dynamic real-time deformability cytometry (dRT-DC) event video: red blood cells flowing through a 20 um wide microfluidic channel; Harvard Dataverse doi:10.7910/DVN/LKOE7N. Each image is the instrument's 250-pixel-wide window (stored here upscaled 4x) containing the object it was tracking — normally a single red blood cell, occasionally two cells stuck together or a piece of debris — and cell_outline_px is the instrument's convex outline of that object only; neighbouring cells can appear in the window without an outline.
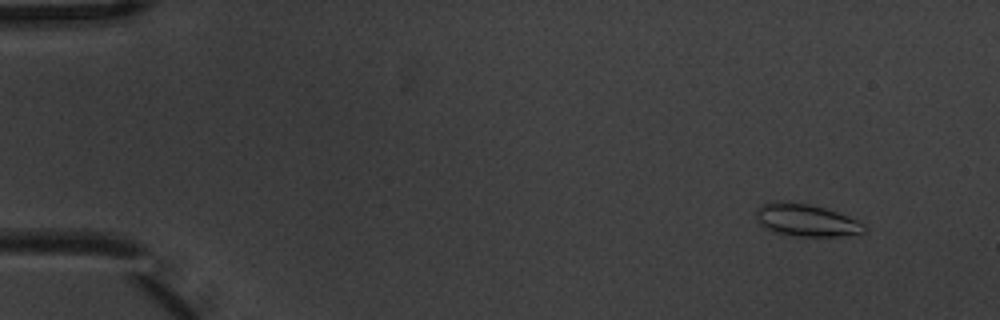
{"species": "common noctule bat (a hibernating species)", "species_latin": "Nyctalus noctula", "temperature_condition": "warm", "stored_images_in_passage": 9, "camera_frame_rate_fps": 3000, "um_per_image_px": 0.085, "animal": {"sex": "male", "body_mass_g": 20.1, "forearm_length_mm": 53.5}, "frame": {"image": 1, "passage_image": 1, "time_ms": 0.0, "image_size_px": [1000, 320], "cell_outline_px": [[868, 232], [840, 236], [792, 236], [776, 232], [764, 228], [756, 220], [756, 212], [764, 200], [780, 200], [808, 204], [824, 208], [848, 216], [864, 224], [868, 228]], "centroid_in_image_um": [68.49, 18.7], "position_along_channel_um": 16.5, "area_um2": 20.69}}
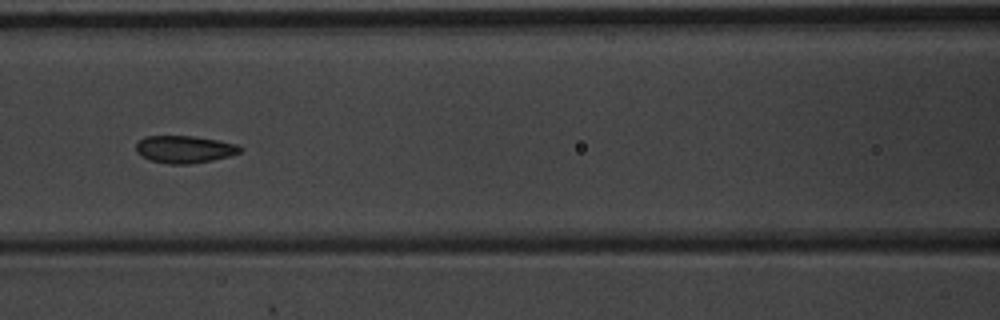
{"frame": {"image": 2, "passage_image": 7, "time_ms": 2.0, "image_size_px": [1000, 320], "cell_outline_px": [[244, 148], [240, 152], [228, 156], [212, 160], [188, 164], [168, 164], [152, 160], [140, 156], [136, 152], [136, 144], [144, 136], [192, 136], [216, 140], [236, 144]], "centroid_in_image_um": [15.66, 12.69], "position_along_channel_um": 150.9, "area_um2": 16.47}}
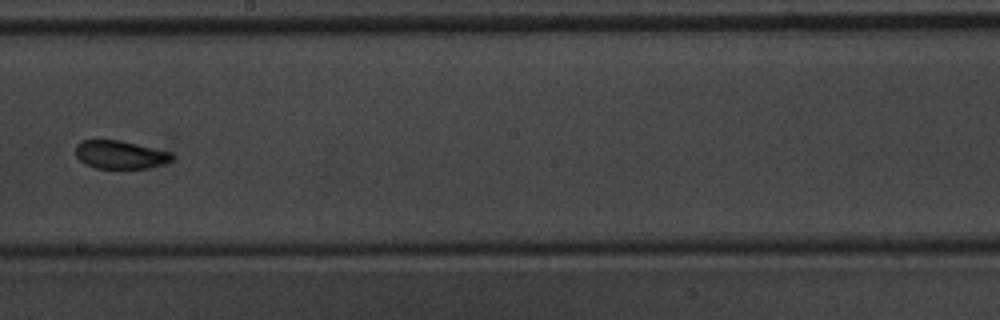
{"frame": {"image": 3, "passage_image": 9, "time_ms": 2.667, "image_size_px": [1000, 320], "cell_outline_px": [[176, 156], [172, 160], [148, 168], [96, 168], [84, 164], [76, 156], [76, 144], [80, 140], [120, 140], [172, 152]], "centroid_in_image_um": [10.21, 13.14], "position_along_channel_um": 238.0, "area_um2": 15.9}}